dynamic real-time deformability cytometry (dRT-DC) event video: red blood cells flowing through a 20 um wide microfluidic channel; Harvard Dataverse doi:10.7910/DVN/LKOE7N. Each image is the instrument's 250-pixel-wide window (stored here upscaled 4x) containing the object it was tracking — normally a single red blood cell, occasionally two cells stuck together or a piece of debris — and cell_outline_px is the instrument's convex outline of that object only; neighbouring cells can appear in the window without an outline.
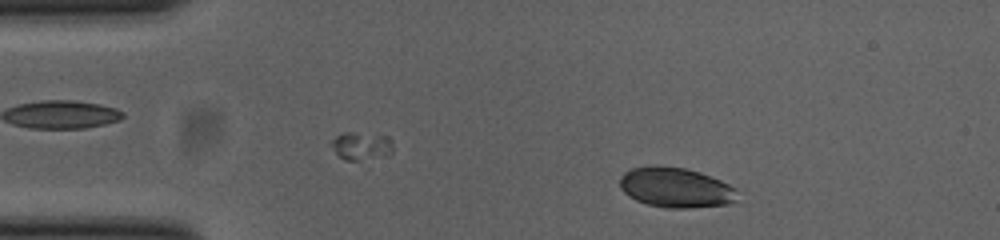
{"species": "common noctule bat (a hibernating species)", "species_latin": "Nyctalus noctula", "temperature_condition": "cold", "stored_images_in_passage": 43, "camera_frame_rate_fps": 3000, "um_per_image_px": 0.085, "animal": {"sex": "female", "body_mass_g": 23.0, "forearm_length_mm": 53.4}, "frame": {"image": 1, "passage_image": 4, "time_ms": 1.0, "image_size_px": [1000, 240], "cell_outline_px": [[736, 200], [728, 204], [688, 208], [664, 208], [648, 204], [636, 200], [628, 196], [620, 188], [620, 176], [624, 172], [632, 168], [656, 164], [684, 168], [700, 172], [720, 180], [736, 188]], "centroid_in_image_um": [57.4, 15.93], "position_along_channel_um": 27.6, "area_um2": 27.57}}
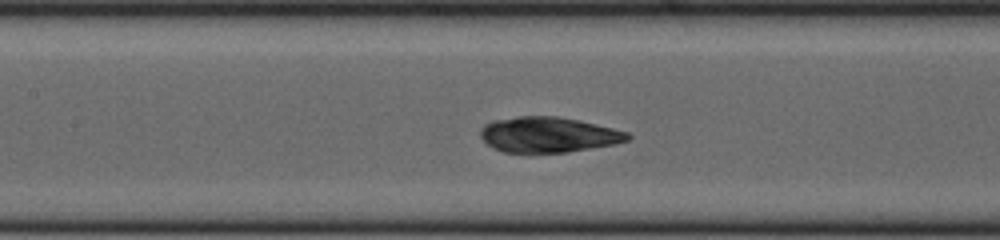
{"frame": {"image": 2, "passage_image": 19, "time_ms": 6.0, "image_size_px": [1000, 240], "cell_outline_px": [[632, 136], [628, 140], [612, 144], [564, 152], [504, 152], [492, 148], [480, 136], [480, 128], [484, 124], [492, 120], [520, 116], [556, 116], [576, 120], [612, 128], [628, 132]], "centroid_in_image_um": [46.54, 11.44], "position_along_channel_um": 160.9, "area_um2": 30.0}}
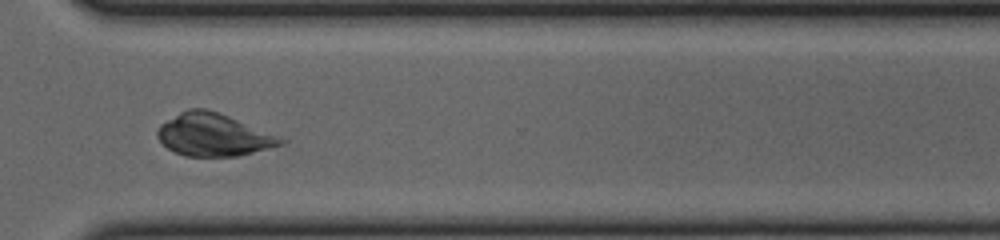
{"frame": {"image": 3, "passage_image": 34, "time_ms": 11.0, "image_size_px": [1000, 240], "cell_outline_px": [[288, 140], [284, 144], [236, 156], [184, 156], [168, 148], [156, 136], [156, 132], [160, 124], [180, 112], [188, 108], [204, 108], [228, 116]], "centroid_in_image_um": [18.11, 11.46], "position_along_channel_um": 352.5, "area_um2": 30.11}, "authors_computed_cell_mechanics": {"area_um2": 29.9982, "velocity_mm_per_s": 3.8364, "shape_relaxation_time_tau1_ms": 5.1429, "shape_relaxation_time_tau2_ms": null, "deformation_change_tau1": 0.2034, "deformation_change_tau2": null}}